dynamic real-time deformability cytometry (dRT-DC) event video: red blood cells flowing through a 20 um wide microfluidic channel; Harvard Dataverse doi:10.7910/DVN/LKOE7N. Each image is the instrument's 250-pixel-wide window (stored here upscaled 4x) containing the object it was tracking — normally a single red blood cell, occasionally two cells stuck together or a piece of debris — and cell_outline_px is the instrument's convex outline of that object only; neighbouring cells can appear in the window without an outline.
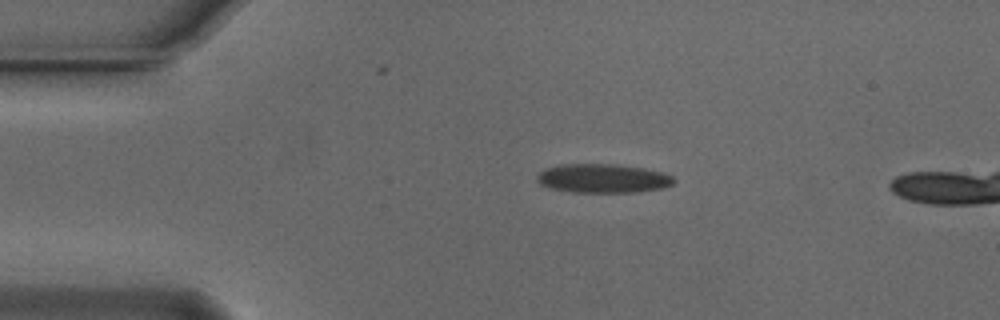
{"species": "Egyptian fruit bat (a non-hibernating species)", "species_latin": "Rousettus aegyptiacus", "temperature_condition": "cold", "stored_images_in_passage": 34, "camera_frame_rate_fps": 3000, "um_per_image_px": 0.085, "animal": {"sex": "male"}, "frame": {"image": 1, "passage_image": 1, "time_ms": 0.0, "image_size_px": [1000, 320], "cell_outline_px": [[676, 180], [672, 184], [664, 188], [640, 192], [572, 192], [552, 188], [540, 184], [536, 180], [536, 176], [544, 168], [556, 164], [616, 164], [644, 168], [660, 172], [672, 176]], "centroid_in_image_um": [51.23, 15.16], "position_along_channel_um": 33.8, "area_um2": 23.24}}
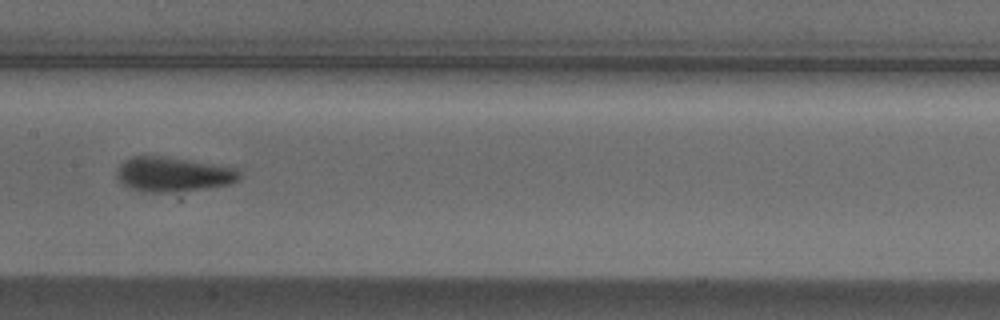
{"frame": {"image": 2, "passage_image": 17, "time_ms": 5.333, "image_size_px": [1000, 320], "cell_outline_px": [[240, 176], [236, 180], [228, 184], [172, 192], [144, 192], [132, 188], [124, 184], [116, 176], [120, 164], [124, 160], [132, 156], [164, 156], [236, 168], [240, 172]], "centroid_in_image_um": [14.67, 14.8], "position_along_channel_um": 192.7, "area_um2": 24.22}}
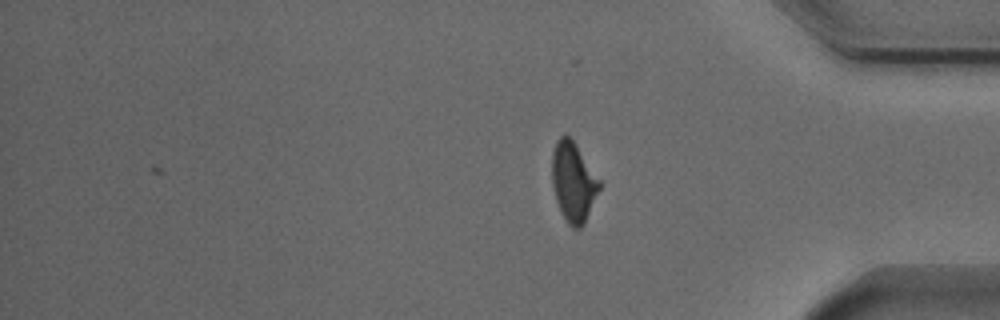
{"frame": {"image": 3, "passage_image": 34, "time_ms": 11.0, "image_size_px": [1000, 320], "cell_outline_px": [[600, 188], [584, 224], [580, 228], [572, 228], [568, 224], [556, 200], [552, 184], [552, 152], [556, 140], [564, 132], [572, 140], [600, 180]], "centroid_in_image_um": [48.71, 15.45], "position_along_channel_um": 386.5, "area_um2": 21.68}, "authors_computed_cell_mechanics": {"area_um2": 23.6402, "velocity_mm_per_s": 3.7391, "shape_relaxation_time_tau1_ms": 4.9314, "shape_relaxation_time_tau2_ms": 1.8529, "deformation_change_tau1": 0.1428, "deformation_change_tau2": 0.0554}}